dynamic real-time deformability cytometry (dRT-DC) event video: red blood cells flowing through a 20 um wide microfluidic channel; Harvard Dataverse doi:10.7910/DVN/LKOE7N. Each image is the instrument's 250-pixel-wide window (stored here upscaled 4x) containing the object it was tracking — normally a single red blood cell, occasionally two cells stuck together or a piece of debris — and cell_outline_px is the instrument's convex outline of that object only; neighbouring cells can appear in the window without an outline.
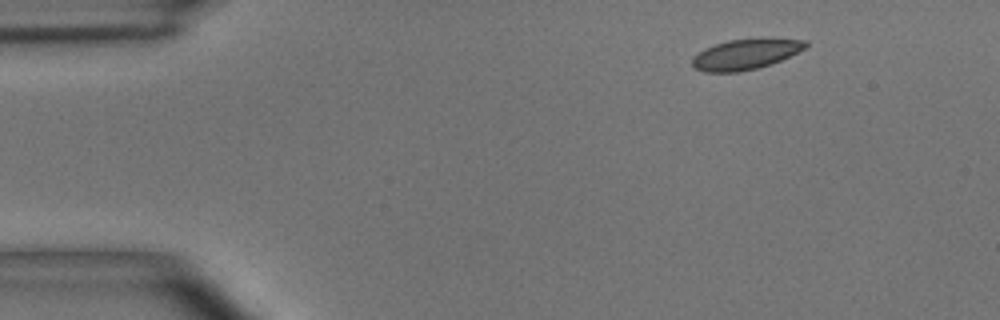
{"species": "common noctule bat (a hibernating species)", "species_latin": "Nyctalus noctula", "temperature_condition": "room temperature", "stored_images_in_passage": 3, "camera_frame_rate_fps": 3000, "um_per_image_px": 0.085, "animal": {"sex": "male", "body_mass_g": 15.6}, "frame": {"image": 1, "passage_image": 1, "time_ms": 0.0, "image_size_px": [1000, 320], "cell_outline_px": [[808, 44], [804, 48], [772, 64], [740, 72], [704, 72], [696, 68], [692, 64], [692, 56], [704, 48], [728, 40], [760, 36], [772, 36], [808, 40]], "centroid_in_image_um": [63.41, 4.56], "position_along_channel_um": 21.6, "area_um2": 20.75}}